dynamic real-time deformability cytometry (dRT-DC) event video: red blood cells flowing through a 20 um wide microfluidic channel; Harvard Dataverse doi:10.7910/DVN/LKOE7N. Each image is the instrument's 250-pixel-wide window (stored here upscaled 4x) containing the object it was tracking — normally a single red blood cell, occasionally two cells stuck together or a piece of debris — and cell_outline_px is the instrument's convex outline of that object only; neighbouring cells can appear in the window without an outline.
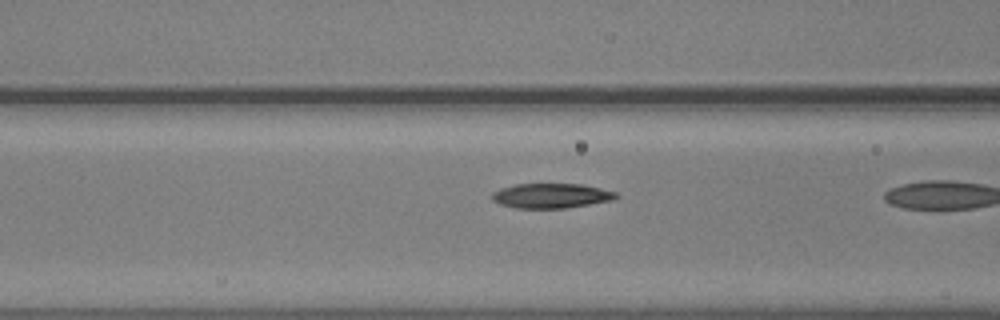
{"species": "common noctule bat (a hibernating species)", "species_latin": "Nyctalus noctula", "temperature_condition": "warm", "stored_images_in_passage": 16, "camera_frame_rate_fps": 3000, "um_per_image_px": 0.085, "animal": {"sex": "male", "body_mass_g": 20.5, "forearm_length_mm": 52.5}, "frame": {"image": 1, "passage_image": 14, "time_ms": 4.333, "image_size_px": [1000, 320], "cell_outline_px": [[620, 196], [616, 200], [564, 208], [516, 208], [500, 204], [492, 200], [492, 192], [500, 188], [516, 184], [584, 184], [616, 192]], "centroid_in_image_um": [46.88, 16.63], "position_along_channel_um": 119.7, "area_um2": 18.03}}